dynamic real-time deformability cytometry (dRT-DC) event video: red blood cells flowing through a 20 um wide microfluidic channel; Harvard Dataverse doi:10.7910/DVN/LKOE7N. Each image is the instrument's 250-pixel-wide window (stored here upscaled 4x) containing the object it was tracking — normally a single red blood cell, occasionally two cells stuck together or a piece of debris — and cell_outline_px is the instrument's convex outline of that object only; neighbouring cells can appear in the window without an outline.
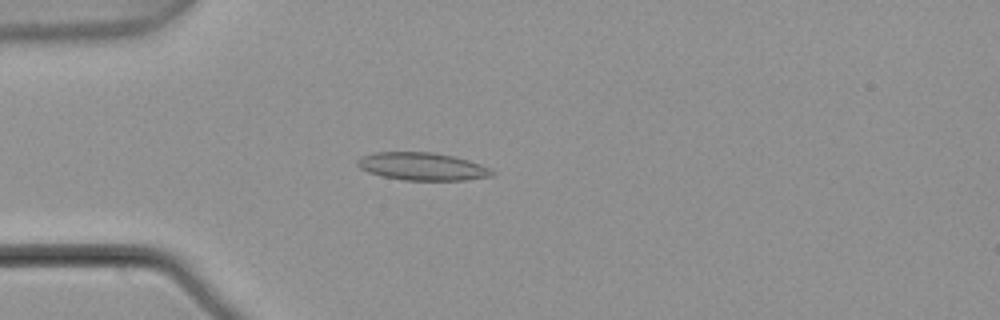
{"species": "common noctule bat (a hibernating species)", "species_latin": "Nyctalus noctula", "temperature_condition": "warm", "stored_images_in_passage": 4, "camera_frame_rate_fps": 3000, "um_per_image_px": 0.085, "animal": {"sex": "male", "body_mass_g": 21.5, "forearm_length_mm": 52.0}, "frame": {"image": 1, "passage_image": 4, "time_ms": 1.0, "image_size_px": [1000, 320], "cell_outline_px": [[496, 172], [492, 176], [464, 180], [404, 180], [384, 176], [368, 172], [360, 168], [356, 164], [356, 160], [360, 156], [376, 152], [432, 152], [452, 156], [468, 160], [492, 168]], "centroid_in_image_um": [35.9, 14.14], "position_along_channel_um": 49.1, "area_um2": 21.79}}